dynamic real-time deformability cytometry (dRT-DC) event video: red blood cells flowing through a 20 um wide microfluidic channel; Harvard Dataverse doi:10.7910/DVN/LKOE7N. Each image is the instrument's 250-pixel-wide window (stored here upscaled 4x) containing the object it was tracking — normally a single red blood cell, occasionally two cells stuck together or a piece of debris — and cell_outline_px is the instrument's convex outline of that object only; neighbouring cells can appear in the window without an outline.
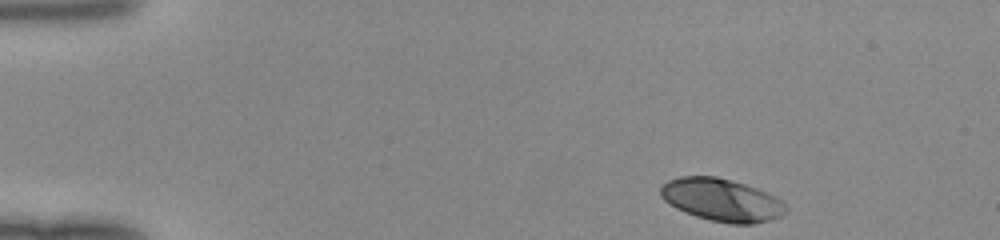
{"species": "human", "species_latin": "Homo sapiens", "temperature_condition": "room temperature", "stored_images_in_passage": 40, "camera_frame_rate_fps": 3000, "um_per_image_px": 0.085, "donor": {"sex": "female"}, "frame": {"image": 1, "passage_image": 1, "time_ms": 0.0, "image_size_px": [1000, 240], "cell_outline_px": [[788, 208], [780, 216], [768, 220], [752, 224], [728, 224], [696, 216], [676, 208], [668, 204], [660, 196], [660, 188], [668, 180], [680, 176], [716, 176], [732, 180], [768, 192], [776, 196]], "centroid_in_image_um": [61.33, 16.99], "position_along_channel_um": 23.7, "area_um2": 31.1}}
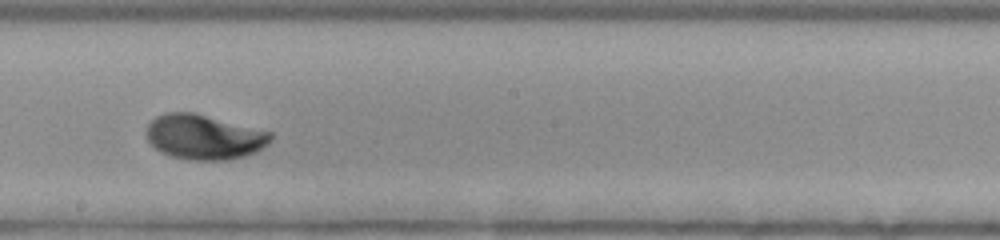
{"frame": {"image": 2, "passage_image": 23, "time_ms": 7.333, "image_size_px": [1000, 240], "cell_outline_px": [[272, 140], [268, 144], [256, 152], [244, 156], [228, 160], [192, 160], [172, 156], [160, 152], [148, 140], [144, 132], [148, 124], [156, 116], [164, 112], [196, 112], [272, 132]], "centroid_in_image_um": [17.34, 11.63], "position_along_channel_um": 230.9, "area_um2": 32.83}}
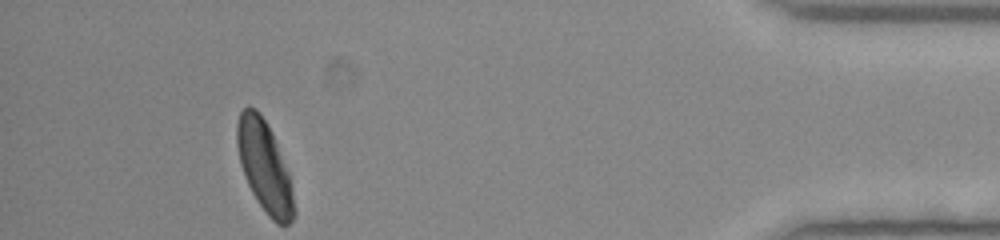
{"frame": {"image": 3, "passage_image": 40, "time_ms": 13.0, "image_size_px": [1000, 240], "cell_outline_px": [[296, 212], [292, 220], [288, 224], [276, 224], [268, 216], [256, 200], [244, 176], [240, 164], [236, 144], [236, 124], [240, 112], [248, 104], [256, 108], [272, 132], [288, 172]], "centroid_in_image_um": [22.45, 14.15], "position_along_channel_um": 412.7, "area_um2": 30.17}}